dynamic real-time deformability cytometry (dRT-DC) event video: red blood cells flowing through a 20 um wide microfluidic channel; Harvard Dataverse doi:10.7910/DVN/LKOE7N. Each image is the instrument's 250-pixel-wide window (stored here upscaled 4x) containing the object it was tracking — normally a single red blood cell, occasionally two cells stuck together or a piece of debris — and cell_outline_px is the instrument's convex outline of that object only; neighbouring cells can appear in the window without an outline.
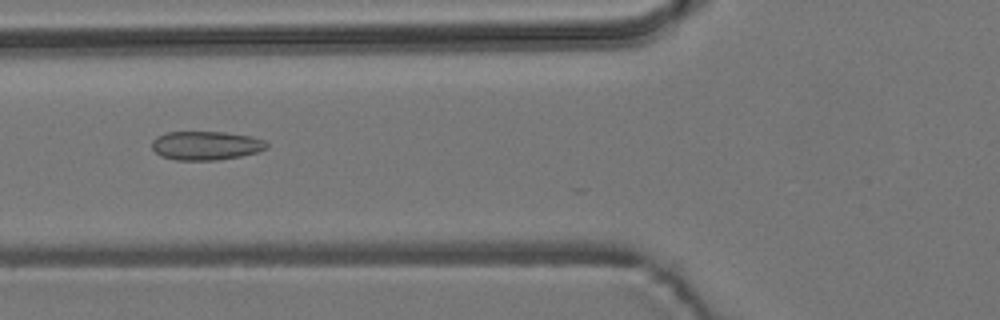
{"species": "common noctule bat (a hibernating species)", "species_latin": "Nyctalus noctula", "temperature_condition": "room temperature", "stored_images_in_passage": 7, "camera_frame_rate_fps": 3000, "um_per_image_px": 0.085, "animal": {"sex": "male", "body_mass_g": 19.2, "forearm_length_mm": 51.8}, "frame": {"image": 1, "passage_image": 6, "time_ms": 6.0, "image_size_px": [1000, 320], "cell_outline_px": [[268, 148], [256, 152], [240, 156], [216, 160], [176, 160], [160, 156], [152, 148], [152, 140], [156, 136], [168, 132], [224, 132], [252, 136], [264, 140], [268, 144]], "centroid_in_image_um": [17.49, 12.37], "position_along_channel_um": 108.3, "area_um2": 19.31}}